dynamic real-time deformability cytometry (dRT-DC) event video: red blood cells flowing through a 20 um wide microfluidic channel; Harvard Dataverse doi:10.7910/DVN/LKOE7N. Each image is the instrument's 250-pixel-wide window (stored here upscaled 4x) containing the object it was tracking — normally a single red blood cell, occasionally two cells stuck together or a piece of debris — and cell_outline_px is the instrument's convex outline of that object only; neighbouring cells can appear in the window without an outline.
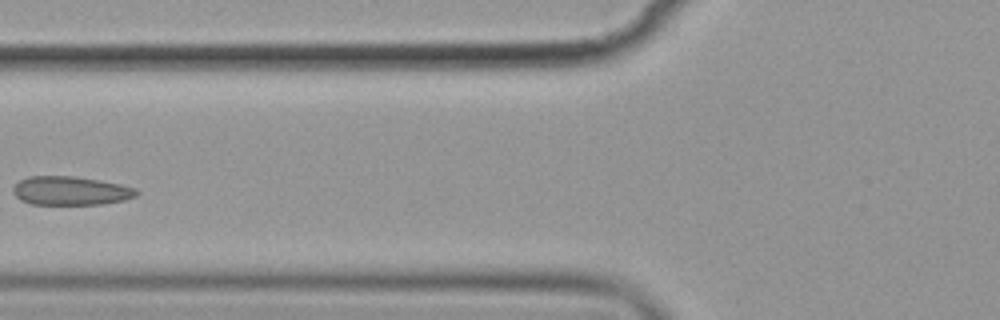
{"species": "common noctule bat (a hibernating species)", "species_latin": "Nyctalus noctula", "temperature_condition": "cold", "stored_images_in_passage": 6, "camera_frame_rate_fps": 3000, "um_per_image_px": 0.085, "animal": {"sex": "female", "body_mass_g": 19.9}, "frame": {"image": 1, "passage_image": 6, "time_ms": 6.0, "image_size_px": [1000, 320], "cell_outline_px": [[140, 192], [136, 196], [124, 200], [100, 204], [32, 204], [20, 200], [12, 192], [12, 188], [20, 180], [28, 176], [72, 176], [100, 180], [120, 184], [136, 188]], "centroid_in_image_um": [6.0, 16.21], "position_along_channel_um": 119.8, "area_um2": 20.69}}